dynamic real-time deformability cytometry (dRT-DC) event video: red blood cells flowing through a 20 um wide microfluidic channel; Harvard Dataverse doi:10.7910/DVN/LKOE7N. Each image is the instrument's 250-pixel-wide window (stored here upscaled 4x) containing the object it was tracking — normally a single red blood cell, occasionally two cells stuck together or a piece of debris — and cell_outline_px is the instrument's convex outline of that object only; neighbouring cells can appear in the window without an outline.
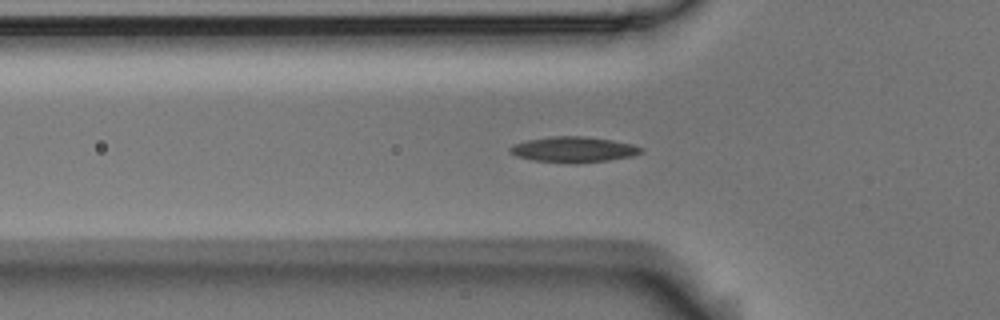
{"species": "Egyptian fruit bat (a non-hibernating species)", "species_latin": "Rousettus aegyptiacus", "temperature_condition": "room temperature", "stored_images_in_passage": 46, "camera_frame_rate_fps": 3000, "um_per_image_px": 0.085, "animal": {"sex": "male"}, "frame": {"image": 1, "passage_image": 8, "time_ms": 2.333, "image_size_px": [1000, 320], "cell_outline_px": [[644, 152], [636, 156], [608, 160], [576, 164], [572, 164], [532, 160], [516, 156], [508, 152], [508, 148], [516, 144], [528, 140], [552, 136], [584, 136], [612, 140], [632, 144], [644, 148]], "centroid_in_image_um": [48.79, 12.72], "position_along_channel_um": 77.0, "area_um2": 19.83}}
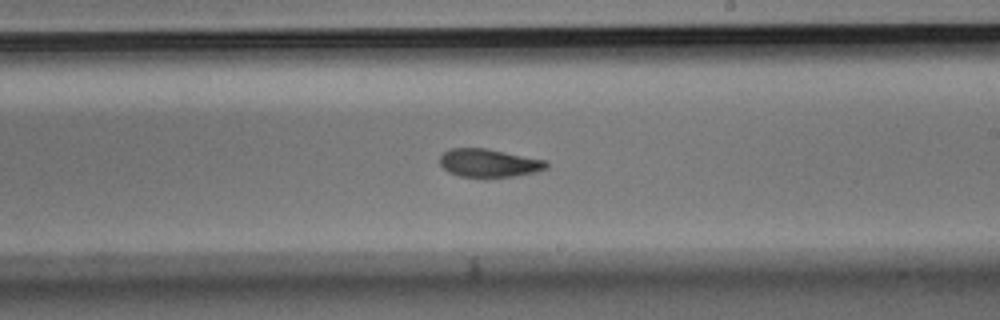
{"frame": {"image": 2, "passage_image": 22, "time_ms": 7.0, "image_size_px": [1000, 320], "cell_outline_px": [[548, 168], [536, 172], [488, 180], [460, 176], [448, 172], [440, 164], [440, 156], [444, 152], [452, 148], [488, 148], [548, 160]], "centroid_in_image_um": [41.59, 13.88], "position_along_channel_um": 247.4, "area_um2": 18.21}}
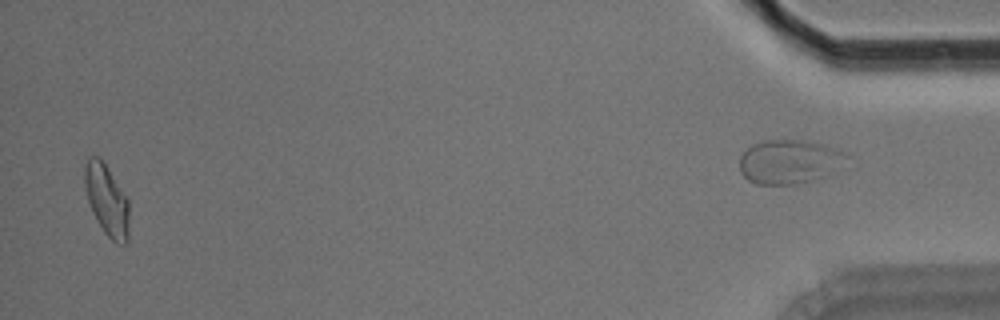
{"frame": {"image": 3, "passage_image": 44, "time_ms": 14.333, "image_size_px": [1000, 320], "cell_outline_px": [[128, 244], [116, 244], [104, 232], [92, 212], [88, 200], [84, 184], [84, 168], [88, 160], [92, 156], [100, 156], [128, 200]], "centroid_in_image_um": [9.07, 17.03], "position_along_channel_um": 426.1, "area_um2": 18.21}, "authors_computed_cell_mechanics": {"area_um2": 18.0047, "velocity_mm_per_s": 3.6318, "shape_relaxation_time_tau1_ms": 7.2569, "shape_relaxation_time_tau2_ms": 2.462, "deformation_change_tau1": 0.1767, "deformation_change_tau2": 0.0814}}